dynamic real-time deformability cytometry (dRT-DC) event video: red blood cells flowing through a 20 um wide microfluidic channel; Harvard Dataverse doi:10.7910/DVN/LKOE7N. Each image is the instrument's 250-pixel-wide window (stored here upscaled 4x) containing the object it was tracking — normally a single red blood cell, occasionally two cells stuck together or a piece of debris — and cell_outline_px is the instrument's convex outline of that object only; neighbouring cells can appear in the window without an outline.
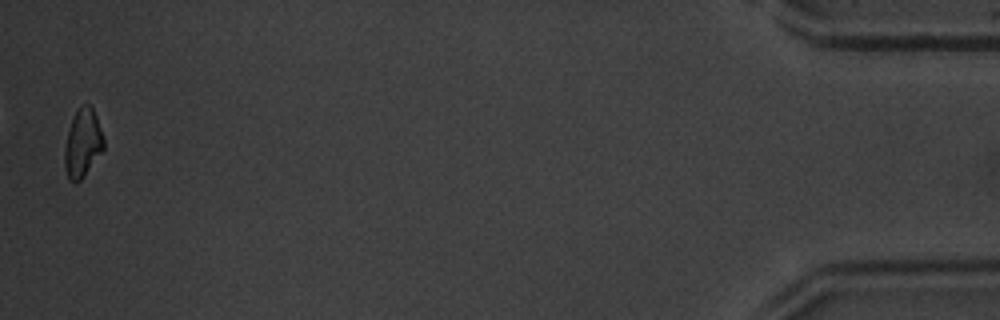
{"species": "common noctule bat (a hibernating species)", "species_latin": "Nyctalus noctula", "temperature_condition": "warm", "stored_images_in_passage": 34, "camera_frame_rate_fps": 3000, "um_per_image_px": 0.085, "animal": {"sex": "male", "body_mass_g": 20.1, "forearm_length_mm": 53.5}, "frame": {"image": 1, "passage_image": 34, "time_ms": 11.0, "image_size_px": [1000, 320], "cell_outline_px": [[104, 148], [84, 176], [76, 184], [68, 180], [64, 168], [64, 148], [68, 132], [72, 120], [80, 104], [88, 104], [92, 108], [96, 116], [104, 136]], "centroid_in_image_um": [7.02, 12.2], "position_along_channel_um": 428.2, "area_um2": 15.61}, "authors_computed_cell_mechanics": {"area_um2": 16.6464, "velocity_mm_per_s": 4.2506, "shape_relaxation_time_tau1_ms": 3.0635, "shape_relaxation_time_tau2_ms": 4.4288, "deformation_change_tau1": 0.1716, "deformation_change_tau2": 0.1195}}